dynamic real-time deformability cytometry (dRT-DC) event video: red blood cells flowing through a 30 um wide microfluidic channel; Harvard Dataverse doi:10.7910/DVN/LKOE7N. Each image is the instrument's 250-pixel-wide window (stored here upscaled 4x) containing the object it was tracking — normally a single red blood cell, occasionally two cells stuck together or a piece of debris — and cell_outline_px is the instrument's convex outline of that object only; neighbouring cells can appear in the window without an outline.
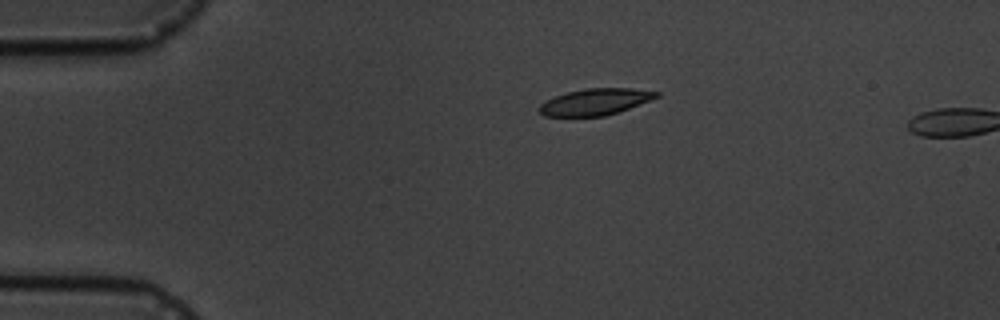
{"species": "common noctule bat (a hibernating species)", "species_latin": "Nyctalus noctula", "temperature_condition": "cold", "stored_images_in_passage": 5, "camera_frame_rate_fps": 3000, "um_per_image_px": 0.085, "animal": {"sex": "male", "body_mass_g": 19.5, "forearm_length_mm": 54.6}, "frame": {"image": 1, "passage_image": 4, "time_ms": 3.333, "image_size_px": [1000, 320], "cell_outline_px": [[660, 96], [628, 108], [604, 116], [544, 116], [540, 112], [540, 104], [556, 96], [568, 92], [584, 88], [632, 88], [660, 92]], "centroid_in_image_um": [50.61, 8.64], "position_along_channel_um": 34.4, "area_um2": 17.74}}